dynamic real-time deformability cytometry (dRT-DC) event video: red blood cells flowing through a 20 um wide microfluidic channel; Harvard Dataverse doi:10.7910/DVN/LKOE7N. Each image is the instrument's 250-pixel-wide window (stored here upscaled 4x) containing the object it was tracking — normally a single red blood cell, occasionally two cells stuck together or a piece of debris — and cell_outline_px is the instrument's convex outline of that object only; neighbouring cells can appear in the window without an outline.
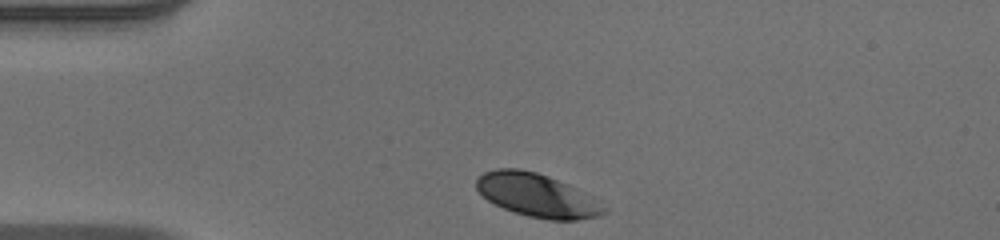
{"species": "human", "species_latin": "Homo sapiens", "temperature_condition": "warm", "stored_images_in_passage": 32, "camera_frame_rate_fps": 3000, "um_per_image_px": 0.085, "donor": {"sex": "male"}, "frame": {"image": 1, "passage_image": 1, "time_ms": 0.0, "image_size_px": [1000, 240], "cell_outline_px": [[608, 208], [600, 216], [576, 220], [548, 220], [528, 216], [504, 208], [488, 200], [476, 188], [476, 180], [484, 172], [496, 168], [520, 168], [536, 172], [548, 176], [568, 184], [600, 200]], "centroid_in_image_um": [45.69, 16.6], "position_along_channel_um": 39.3, "area_um2": 32.25}}
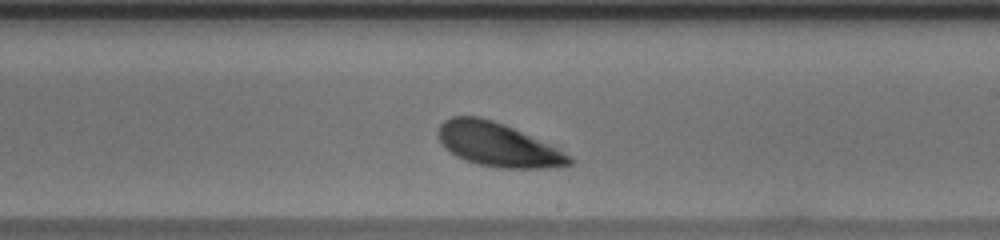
{"frame": {"image": 2, "passage_image": 20, "time_ms": 6.333, "image_size_px": [1000, 240], "cell_outline_px": [[572, 164], [544, 168], [500, 168], [480, 164], [464, 160], [456, 156], [444, 148], [436, 132], [440, 124], [444, 120], [452, 116], [480, 116], [504, 124], [556, 148], [572, 156]], "centroid_in_image_um": [42.25, 12.29], "position_along_channel_um": 246.8, "area_um2": 33.12}}
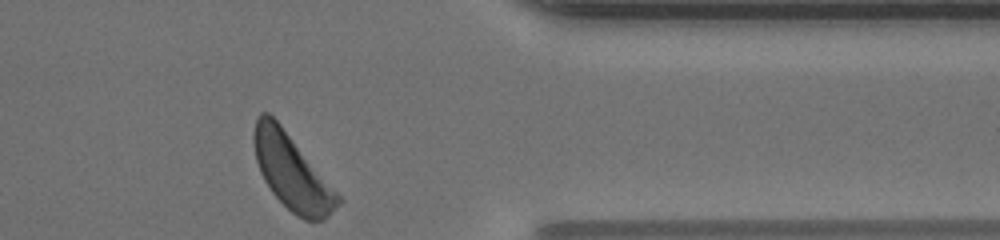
{"frame": {"image": 3, "passage_image": 32, "time_ms": 10.333, "image_size_px": [1000, 240], "cell_outline_px": [[344, 200], [324, 220], [304, 220], [296, 216], [272, 192], [264, 180], [260, 172], [256, 160], [252, 140], [252, 132], [256, 116], [260, 112], [268, 112], [280, 124]], "centroid_in_image_um": [24.78, 14.61], "position_along_channel_um": 386.6, "area_um2": 36.59}}